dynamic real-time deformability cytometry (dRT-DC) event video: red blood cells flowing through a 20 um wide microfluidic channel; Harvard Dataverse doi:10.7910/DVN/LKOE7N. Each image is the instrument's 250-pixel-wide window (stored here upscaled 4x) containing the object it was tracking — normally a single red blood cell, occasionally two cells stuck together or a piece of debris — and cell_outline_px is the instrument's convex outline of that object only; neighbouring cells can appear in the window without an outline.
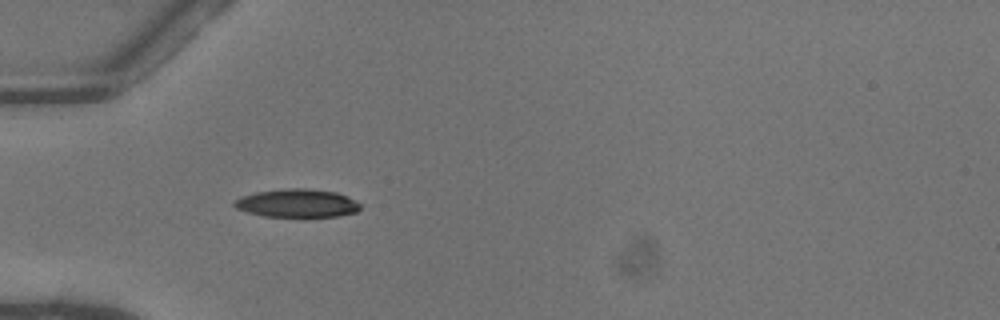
{"species": "common noctule bat (a hibernating species)", "species_latin": "Nyctalus noctula", "temperature_condition": "warm", "stored_images_in_passage": 29, "camera_frame_rate_fps": 3000, "um_per_image_px": 0.085, "animal": {"sex": "female"}, "frame": {"image": 1, "passage_image": 1, "time_ms": 0.0, "image_size_px": [1000, 320], "cell_outline_px": [[360, 208], [356, 212], [336, 216], [264, 216], [248, 212], [236, 208], [232, 204], [232, 200], [240, 196], [256, 192], [284, 188], [308, 188], [336, 192], [360, 204]], "centroid_in_image_um": [25.18, 17.26], "position_along_channel_um": 59.8, "area_um2": 20.58}}
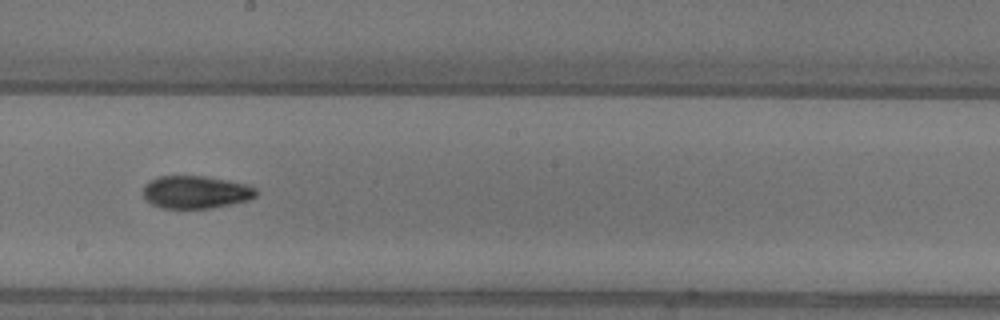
{"frame": {"image": 2, "passage_image": 14, "time_ms": 4.333, "image_size_px": [1000, 320], "cell_outline_px": [[256, 196], [248, 200], [208, 208], [164, 208], [152, 204], [144, 196], [144, 184], [160, 176], [204, 176], [248, 184], [256, 188]], "centroid_in_image_um": [16.65, 16.32], "position_along_channel_um": 231.6, "area_um2": 21.21}}
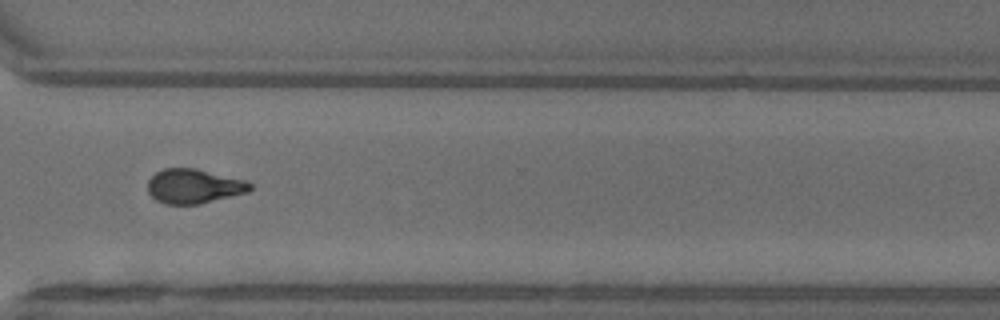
{"frame": {"image": 3, "passage_image": 23, "time_ms": 7.333, "image_size_px": [1000, 320], "cell_outline_px": [[252, 188], [248, 192], [200, 204], [164, 204], [156, 200], [148, 192], [148, 180], [156, 172], [164, 168], [196, 168], [248, 180], [252, 184]], "centroid_in_image_um": [16.5, 15.82], "position_along_channel_um": 354.1, "area_um2": 20.75}, "authors_computed_cell_mechanics": {"area_um2": 20.9236, "velocity_mm_per_s": 4.0937, "shape_relaxation_time_tau1_ms": 5.0313, "shape_relaxation_time_tau2_ms": 3.0082, "deformation_change_tau1": 0.1762, "deformation_change_tau2": 0.0935}}